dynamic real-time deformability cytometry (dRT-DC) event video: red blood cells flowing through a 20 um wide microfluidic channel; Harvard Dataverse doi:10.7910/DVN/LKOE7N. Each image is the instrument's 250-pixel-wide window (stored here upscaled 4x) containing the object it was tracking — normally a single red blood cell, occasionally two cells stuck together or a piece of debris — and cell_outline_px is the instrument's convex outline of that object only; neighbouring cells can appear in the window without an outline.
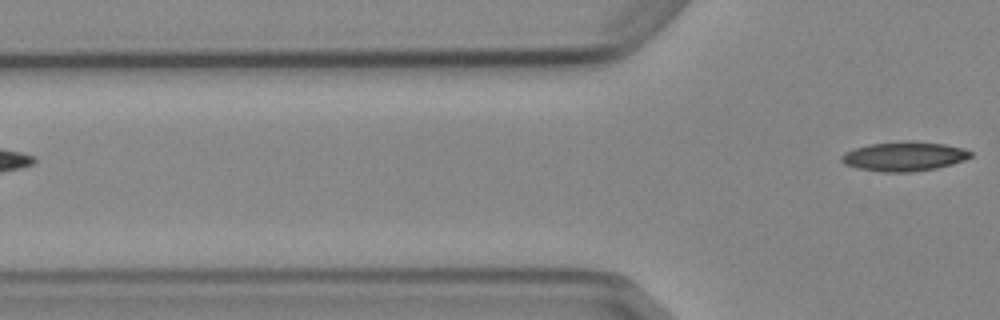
{"species": "Egyptian fruit bat (a non-hibernating species)", "species_latin": "Rousettus aegyptiacus", "temperature_condition": "cold", "stored_images_in_passage": 4, "camera_frame_rate_fps": 3000, "um_per_image_px": 0.085, "animal": {"sex": "female"}, "frame": {"image": 1, "passage_image": 4, "time_ms": 3.333, "image_size_px": [1000, 320], "cell_outline_px": [[972, 156], [964, 160], [952, 164], [936, 168], [912, 172], [884, 172], [856, 168], [844, 164], [840, 160], [840, 156], [844, 152], [868, 144], [904, 140], [912, 140], [944, 144], [960, 148], [972, 152]], "centroid_in_image_um": [76.81, 13.28], "position_along_channel_um": 49.0, "area_um2": 22.25}}